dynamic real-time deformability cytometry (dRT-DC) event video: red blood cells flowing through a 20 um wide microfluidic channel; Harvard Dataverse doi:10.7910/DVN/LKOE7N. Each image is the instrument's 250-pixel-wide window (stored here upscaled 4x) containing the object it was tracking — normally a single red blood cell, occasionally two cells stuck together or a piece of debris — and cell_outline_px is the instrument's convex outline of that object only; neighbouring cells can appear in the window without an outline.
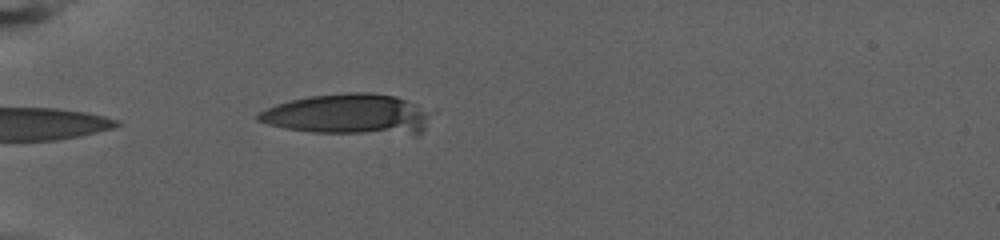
{"species": "human", "species_latin": "Homo sapiens", "temperature_condition": "warm", "stored_images_in_passage": 8, "camera_frame_rate_fps": 3000, "um_per_image_px": 0.085, "donor": {"sex": "female"}, "frame": {"image": 1, "passage_image": 2, "time_ms": 0.333, "image_size_px": [1000, 240], "cell_outline_px": [[424, 128], [416, 136], [312, 132], [284, 128], [268, 124], [256, 120], [256, 116], [260, 112], [276, 104], [308, 96], [344, 92], [368, 92], [396, 96], [404, 100], [424, 112]], "centroid_in_image_um": [29.51, 9.74], "position_along_channel_um": 55.5, "area_um2": 40.46}}
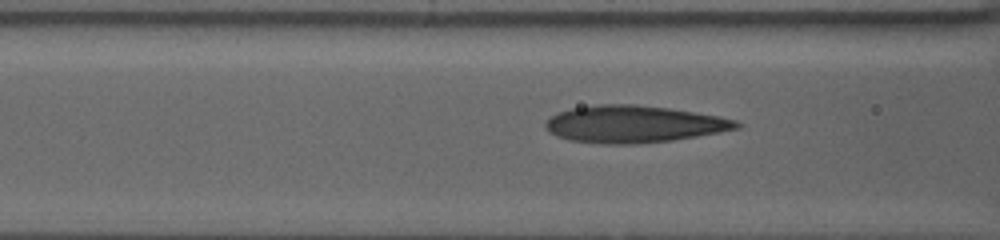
{"frame": {"image": 2, "passage_image": 5, "time_ms": 1.333, "image_size_px": [1000, 240], "cell_outline_px": [[740, 128], [720, 132], [672, 140], [636, 144], [604, 144], [568, 140], [556, 136], [548, 132], [544, 124], [556, 112], [572, 108], [600, 104], [636, 104], [668, 108], [716, 116], [736, 120], [740, 124]], "centroid_in_image_um": [53.82, 10.55], "position_along_channel_um": 112.8, "area_um2": 41.15}}